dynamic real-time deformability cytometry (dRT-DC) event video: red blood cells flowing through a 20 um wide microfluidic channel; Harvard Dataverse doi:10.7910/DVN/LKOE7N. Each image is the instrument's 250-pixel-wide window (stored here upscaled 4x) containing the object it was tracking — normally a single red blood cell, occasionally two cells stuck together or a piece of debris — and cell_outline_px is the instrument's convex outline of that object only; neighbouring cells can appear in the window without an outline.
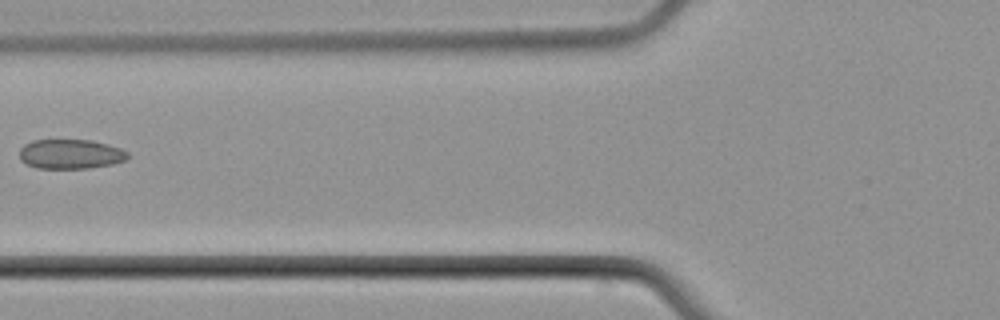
{"species": "common noctule bat (a hibernating species)", "species_latin": "Nyctalus noctula", "temperature_condition": "cold", "stored_images_in_passage": 5, "camera_frame_rate_fps": 3000, "um_per_image_px": 0.085, "animal": {"sex": "male", "body_mass_g": 21.5, "forearm_length_mm": 52.0}, "frame": {"image": 1, "passage_image": 5, "time_ms": 5.0, "image_size_px": [1000, 320], "cell_outline_px": [[128, 156], [124, 160], [112, 164], [88, 168], [36, 168], [20, 160], [20, 148], [24, 144], [32, 140], [92, 140], [108, 144], [120, 148], [128, 152]], "centroid_in_image_um": [5.98, 13.09], "position_along_channel_um": 119.8, "area_um2": 18.61}}